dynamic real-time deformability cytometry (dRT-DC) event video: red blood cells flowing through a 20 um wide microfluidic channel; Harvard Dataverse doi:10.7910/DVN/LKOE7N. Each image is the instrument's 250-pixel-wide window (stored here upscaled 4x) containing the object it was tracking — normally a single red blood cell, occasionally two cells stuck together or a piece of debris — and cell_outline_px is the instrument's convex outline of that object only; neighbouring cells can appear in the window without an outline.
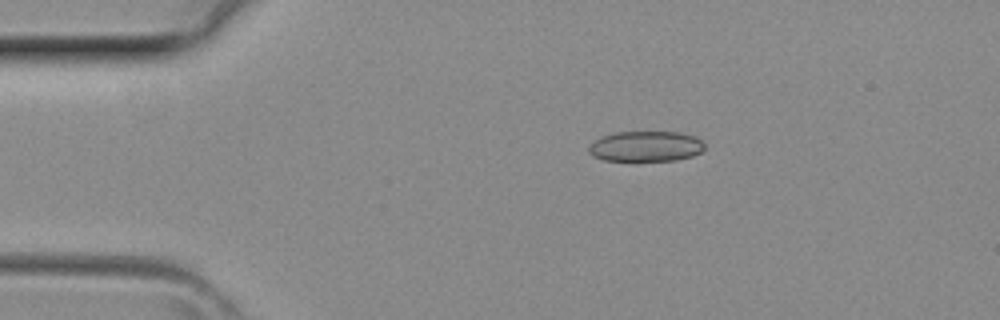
{"species": "common noctule bat (a hibernating species)", "species_latin": "Nyctalus noctula", "temperature_condition": "room temperature", "stored_images_in_passage": 3, "camera_frame_rate_fps": 3000, "um_per_image_px": 0.085, "animal": {"sex": "female", "body_mass_g": 29.2, "forearm_length_mm": 56.3}, "frame": {"image": 1, "passage_image": 2, "time_ms": 0.333, "image_size_px": [1000, 320], "cell_outline_px": [[704, 148], [700, 152], [692, 156], [676, 160], [604, 160], [592, 156], [588, 152], [588, 148], [600, 136], [612, 132], [680, 132], [692, 136], [700, 140], [704, 144]], "centroid_in_image_um": [54.86, 12.43], "position_along_channel_um": 30.1, "area_um2": 20.4}}